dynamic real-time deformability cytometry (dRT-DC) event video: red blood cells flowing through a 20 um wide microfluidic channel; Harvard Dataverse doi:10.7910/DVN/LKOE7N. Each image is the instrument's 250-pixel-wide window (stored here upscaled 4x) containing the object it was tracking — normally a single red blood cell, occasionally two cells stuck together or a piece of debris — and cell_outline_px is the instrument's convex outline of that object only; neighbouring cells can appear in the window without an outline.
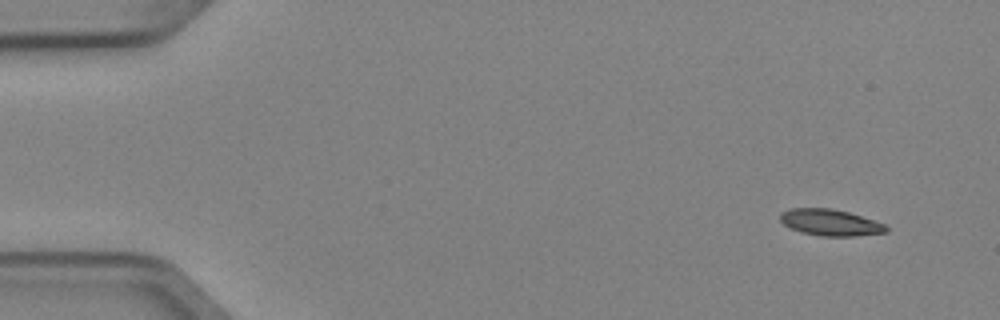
{"species": "Egyptian fruit bat (a non-hibernating species)", "species_latin": "Rousettus aegyptiacus", "temperature_condition": "cold", "stored_images_in_passage": 3, "camera_frame_rate_fps": 3000, "um_per_image_px": 0.085, "animal": {"sex": "female"}, "frame": {"image": 1, "passage_image": 1, "time_ms": 0.0, "image_size_px": [1000, 320], "cell_outline_px": [[888, 232], [856, 236], [820, 236], [804, 232], [792, 228], [784, 224], [780, 220], [780, 212], [792, 208], [832, 208], [848, 212], [884, 224], [888, 228]], "centroid_in_image_um": [70.57, 18.91], "position_along_channel_um": 14.4, "area_um2": 16.13}}
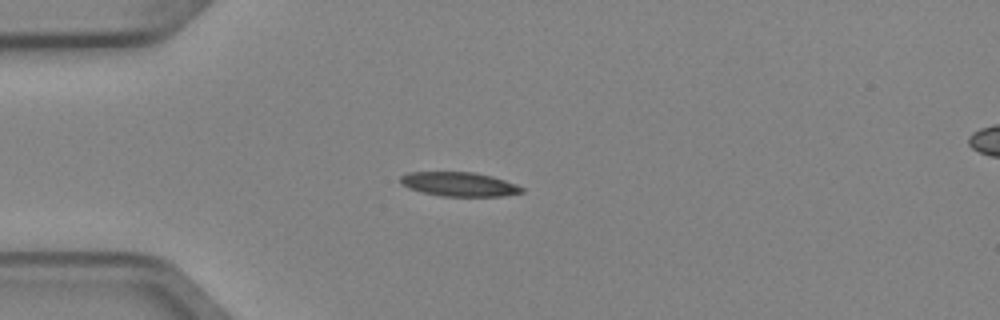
{"frame": {"image": 2, "passage_image": 3, "time_ms": 0.667, "image_size_px": [1000, 320], "cell_outline_px": [[524, 192], [504, 196], [440, 196], [420, 192], [408, 188], [400, 184], [400, 176], [408, 172], [476, 172], [492, 176], [516, 184], [524, 188]], "centroid_in_image_um": [39.01, 15.66], "position_along_channel_um": 46.0, "area_um2": 17.28}}